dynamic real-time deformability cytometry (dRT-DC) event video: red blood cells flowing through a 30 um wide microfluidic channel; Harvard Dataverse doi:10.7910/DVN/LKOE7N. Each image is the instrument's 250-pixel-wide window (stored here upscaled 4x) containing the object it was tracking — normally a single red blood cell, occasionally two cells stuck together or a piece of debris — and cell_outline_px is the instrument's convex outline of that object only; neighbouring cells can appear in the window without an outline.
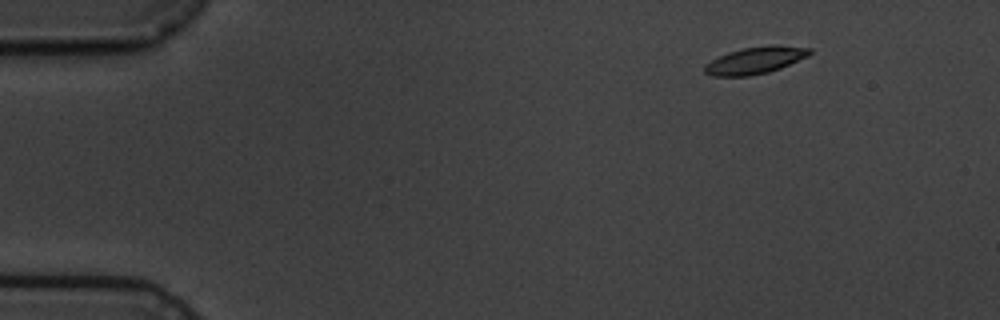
{"species": "common noctule bat (a hibernating species)", "species_latin": "Nyctalus noctula", "temperature_condition": "cold", "stored_images_in_passage": 4, "camera_frame_rate_fps": 3000, "um_per_image_px": 0.085, "animal": {"sex": "male", "body_mass_g": 19.5, "forearm_length_mm": 54.6}, "frame": {"image": 1, "passage_image": 1, "time_ms": 0.0, "image_size_px": [1000, 320], "cell_outline_px": [[812, 52], [808, 56], [780, 68], [768, 72], [748, 76], [712, 76], [704, 72], [704, 64], [728, 52], [744, 48], [768, 44], [776, 44], [812, 48]], "centroid_in_image_um": [64.21, 5.11], "position_along_channel_um": 20.8, "area_um2": 16.59}}
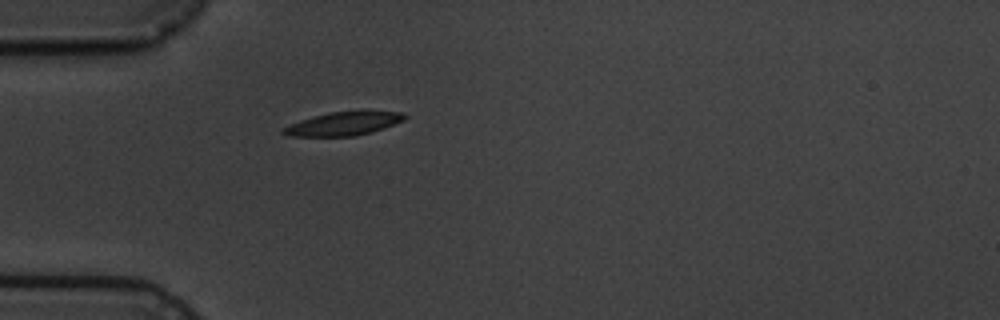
{"frame": {"image": 2, "passage_image": 4, "time_ms": 3.333, "image_size_px": [1000, 320], "cell_outline_px": [[408, 116], [404, 120], [356, 136], [288, 136], [280, 132], [280, 128], [300, 120], [332, 112], [364, 108], [400, 112]], "centroid_in_image_um": [29.2, 10.47], "position_along_channel_um": 55.8, "area_um2": 16.99}}